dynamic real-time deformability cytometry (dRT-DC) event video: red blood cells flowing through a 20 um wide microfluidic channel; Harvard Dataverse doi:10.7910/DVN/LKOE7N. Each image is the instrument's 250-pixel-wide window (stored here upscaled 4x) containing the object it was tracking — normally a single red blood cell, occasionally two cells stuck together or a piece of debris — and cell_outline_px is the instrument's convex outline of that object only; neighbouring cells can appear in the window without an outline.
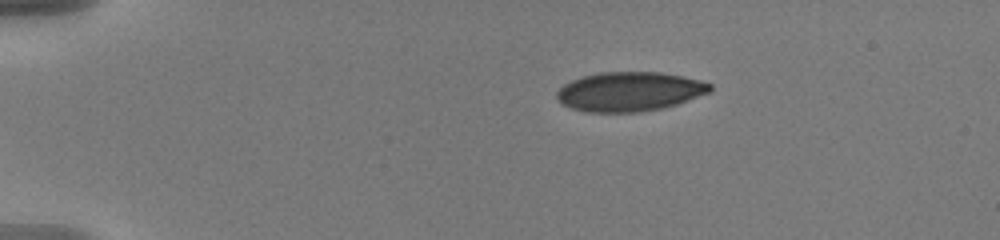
{"species": "human", "species_latin": "Homo sapiens", "temperature_condition": "warm", "stored_images_in_passage": 7, "camera_frame_rate_fps": 3000, "um_per_image_px": 0.085, "donor": {"sex": "male"}, "frame": {"image": 1, "passage_image": 1, "time_ms": 0.0, "image_size_px": [1000, 240], "cell_outline_px": [[708, 88], [676, 100], [664, 100], [564, 96], [564, 92], [568, 88], [584, 80], [600, 76], [664, 76], [708, 84]], "centroid_in_image_um": [54.03, 7.47], "position_along_channel_um": 31.0, "area_um2": 19.31}}